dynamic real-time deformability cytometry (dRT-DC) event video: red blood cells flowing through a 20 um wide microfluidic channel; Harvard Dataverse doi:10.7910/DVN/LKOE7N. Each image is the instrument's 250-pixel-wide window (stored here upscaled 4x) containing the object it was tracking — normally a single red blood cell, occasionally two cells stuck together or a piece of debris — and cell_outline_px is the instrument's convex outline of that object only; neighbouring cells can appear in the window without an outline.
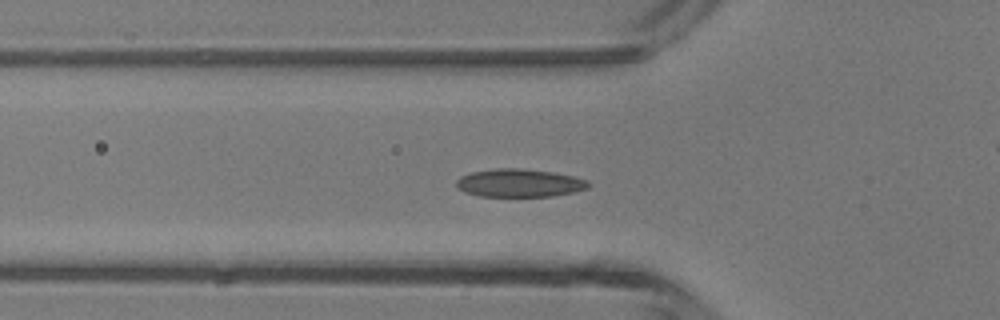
{"species": "common noctule bat (a hibernating species)", "species_latin": "Nyctalus noctula", "temperature_condition": "room temperature", "stored_images_in_passage": 48, "camera_frame_rate_fps": 3000, "um_per_image_px": 0.085, "animal": {"sex": "male", "body_mass_g": 13.3}, "frame": {"image": 1, "passage_image": 16, "time_ms": 5.0, "image_size_px": [1000, 320], "cell_outline_px": [[592, 184], [588, 188], [572, 192], [552, 196], [480, 196], [464, 192], [456, 188], [456, 180], [460, 176], [472, 172], [496, 168], [520, 168], [552, 172], [572, 176], [588, 180]], "centroid_in_image_um": [44.13, 15.55], "position_along_channel_um": 81.7, "area_um2": 21.62}}
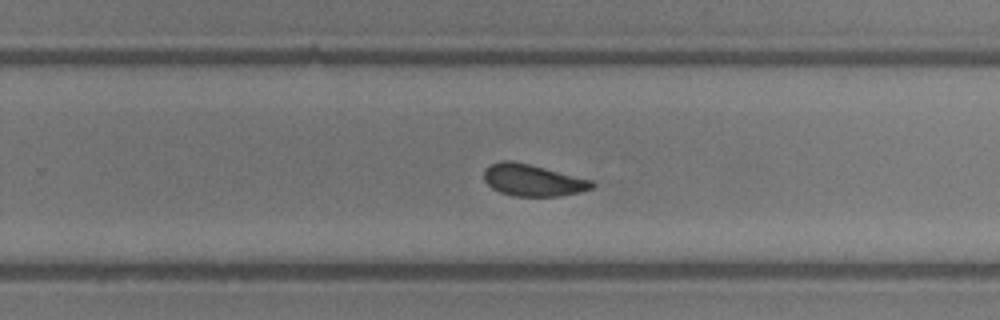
{"frame": {"image": 2, "passage_image": 30, "time_ms": 9.667, "image_size_px": [1000, 320], "cell_outline_px": [[596, 184], [592, 188], [580, 192], [556, 196], [512, 196], [500, 192], [492, 188], [484, 180], [484, 168], [500, 160], [512, 160], [592, 180]], "centroid_in_image_um": [45.26, 15.32], "position_along_channel_um": 284.5, "area_um2": 19.88}}
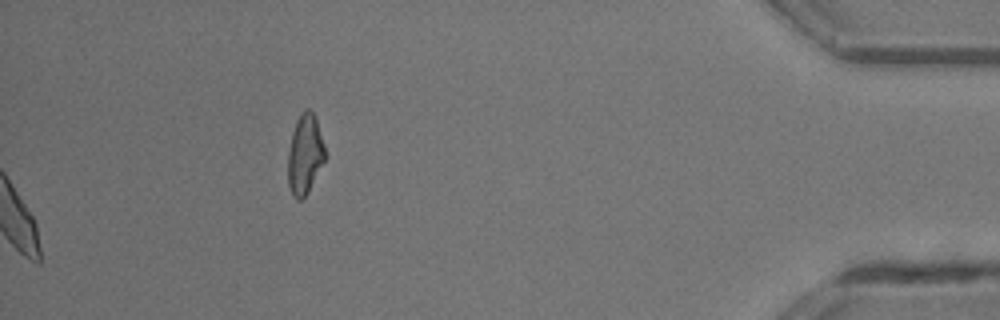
{"frame": {"image": 3, "passage_image": 48, "time_ms": 15.667, "image_size_px": [1000, 320], "cell_outline_px": [[324, 160], [308, 192], [300, 200], [296, 200], [292, 196], [288, 184], [288, 152], [292, 132], [296, 120], [300, 112], [304, 108], [308, 108], [316, 116], [324, 144]], "centroid_in_image_um": [25.9, 13.08], "position_along_channel_um": 409.3, "area_um2": 17.28}, "authors_computed_cell_mechanics": {"area_um2": 20.4612, "velocity_mm_per_s": 4.3406, "shape_relaxation_time_tau1_ms": 3.0064, "shape_relaxation_time_tau2_ms": 2.3315, "deformation_change_tau1": 0.107, "deformation_change_tau2": 0.0673}}